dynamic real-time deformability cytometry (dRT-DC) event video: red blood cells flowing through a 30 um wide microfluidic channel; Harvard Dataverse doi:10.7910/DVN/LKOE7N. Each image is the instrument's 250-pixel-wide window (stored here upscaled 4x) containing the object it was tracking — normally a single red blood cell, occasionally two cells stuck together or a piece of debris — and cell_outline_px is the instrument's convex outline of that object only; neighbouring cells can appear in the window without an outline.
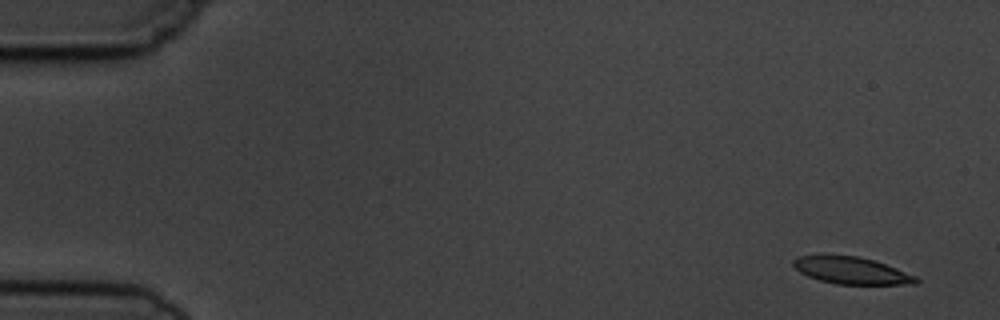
{"species": "common noctule bat (a hibernating species)", "species_latin": "Nyctalus noctula", "temperature_condition": "cold", "stored_images_in_passage": 4, "camera_frame_rate_fps": 3000, "um_per_image_px": 0.085, "animal": {"sex": "male", "body_mass_g": 19.5, "forearm_length_mm": 54.6}, "frame": {"image": 1, "passage_image": 1, "time_ms": 0.0, "image_size_px": [1000, 320], "cell_outline_px": [[920, 280], [916, 284], [836, 284], [820, 280], [808, 276], [800, 272], [792, 264], [792, 260], [796, 256], [860, 256], [896, 268], [916, 276]], "centroid_in_image_um": [72.38, 23.0], "position_along_channel_um": 12.6, "area_um2": 19.02}}
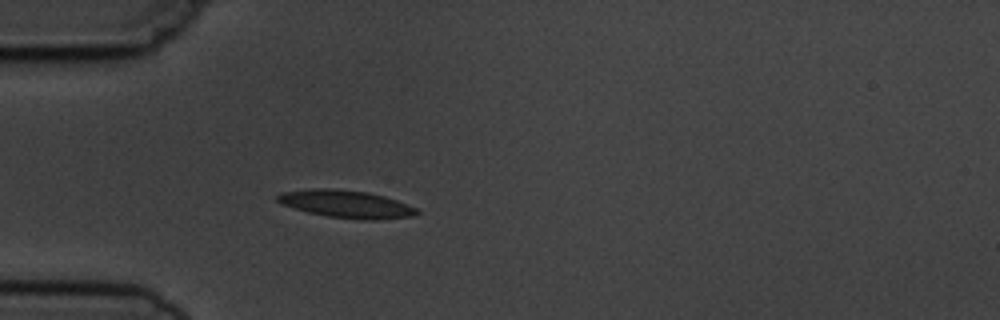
{"frame": {"image": 2, "passage_image": 4, "time_ms": 4.333, "image_size_px": [1000, 320], "cell_outline_px": [[420, 212], [416, 216], [380, 220], [360, 220], [328, 216], [308, 212], [280, 204], [276, 200], [276, 196], [284, 192], [316, 188], [328, 188], [368, 192], [384, 196], [408, 204], [416, 208]], "centroid_in_image_um": [29.47, 17.36], "position_along_channel_um": 55.5, "area_um2": 22.48}}